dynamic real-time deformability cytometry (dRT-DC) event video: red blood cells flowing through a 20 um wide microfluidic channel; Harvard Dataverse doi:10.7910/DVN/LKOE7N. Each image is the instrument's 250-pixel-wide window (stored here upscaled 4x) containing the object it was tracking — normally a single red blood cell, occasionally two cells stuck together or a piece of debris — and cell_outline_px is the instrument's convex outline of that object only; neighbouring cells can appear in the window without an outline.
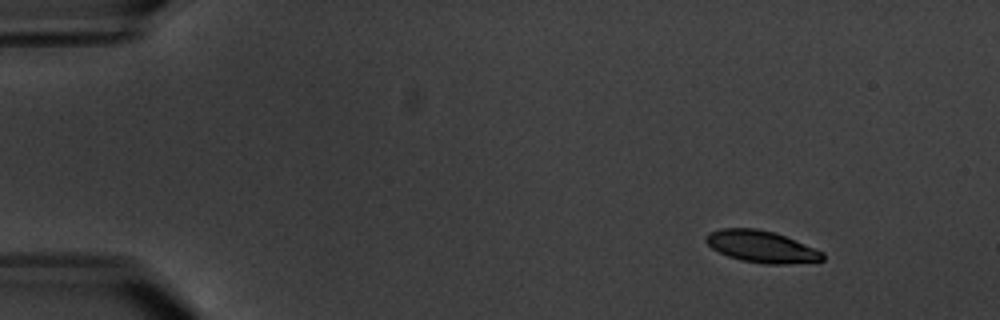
{"species": "common noctule bat (a hibernating species)", "species_latin": "Nyctalus noctula", "temperature_condition": "warm", "stored_images_in_passage": 4, "camera_frame_rate_fps": 3000, "um_per_image_px": 0.085, "animal": {"sex": "male", "body_mass_g": 20.1, "forearm_length_mm": 53.5}, "frame": {"image": 1, "passage_image": 1, "time_ms": 0.0, "image_size_px": [1000, 320], "cell_outline_px": [[824, 260], [784, 264], [764, 264], [740, 260], [728, 256], [712, 248], [704, 240], [704, 236], [708, 232], [720, 228], [756, 228], [772, 232], [784, 236], [824, 252]], "centroid_in_image_um": [64.67, 20.96], "position_along_channel_um": 20.3, "area_um2": 21.5}}
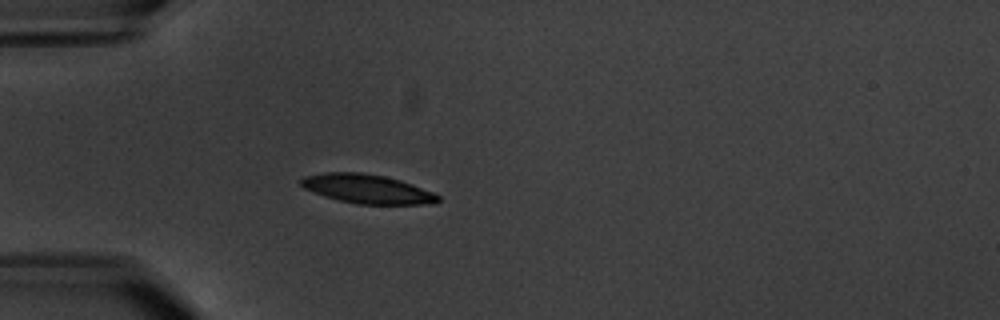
{"frame": {"image": 2, "passage_image": 4, "time_ms": 3.667, "image_size_px": [1000, 320], "cell_outline_px": [[440, 200], [432, 204], [356, 204], [324, 196], [304, 188], [300, 184], [300, 180], [304, 176], [324, 172], [360, 172], [384, 176], [400, 180], [412, 184], [432, 192], [440, 196]], "centroid_in_image_um": [31.2, 16.05], "position_along_channel_um": 53.8, "area_um2": 23.12}}